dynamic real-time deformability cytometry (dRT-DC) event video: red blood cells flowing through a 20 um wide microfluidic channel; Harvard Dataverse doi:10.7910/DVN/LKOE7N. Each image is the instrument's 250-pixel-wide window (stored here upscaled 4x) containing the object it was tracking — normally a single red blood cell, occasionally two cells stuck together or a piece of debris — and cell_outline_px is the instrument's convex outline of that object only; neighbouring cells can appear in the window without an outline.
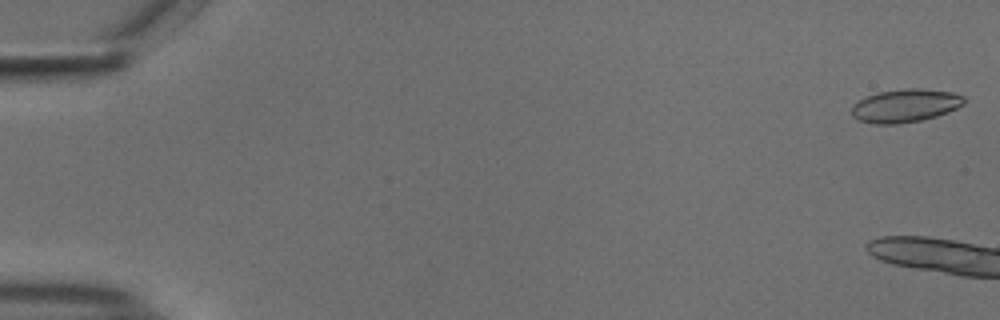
{"species": "common noctule bat (a hibernating species)", "species_latin": "Nyctalus noctula", "temperature_condition": "cold", "stored_images_in_passage": 4, "camera_frame_rate_fps": 3000, "um_per_image_px": 0.085, "animal": {"sex": "male", "body_mass_g": 18.8}, "frame": {"image": 1, "passage_image": 1, "time_ms": 0.0, "image_size_px": [1000, 320], "cell_outline_px": [[964, 104], [948, 112], [936, 116], [920, 120], [896, 124], [876, 124], [860, 120], [852, 116], [852, 104], [876, 92], [904, 88], [920, 88], [952, 92], [964, 96]], "centroid_in_image_um": [76.95, 8.97], "position_along_channel_um": 8.1, "area_um2": 21.68}}